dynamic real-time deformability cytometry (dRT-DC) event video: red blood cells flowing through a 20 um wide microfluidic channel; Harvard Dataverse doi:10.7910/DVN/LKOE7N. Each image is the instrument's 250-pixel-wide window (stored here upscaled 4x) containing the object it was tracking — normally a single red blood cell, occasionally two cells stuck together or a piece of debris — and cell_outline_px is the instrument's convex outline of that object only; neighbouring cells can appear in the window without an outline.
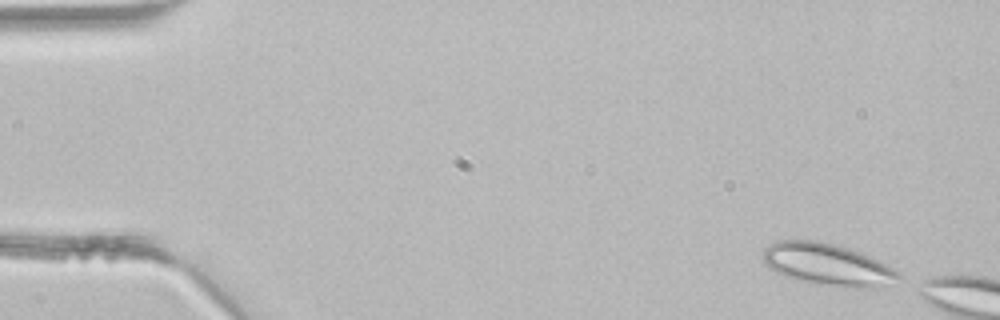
{"species": "common noctule bat (a hibernating species)", "species_latin": "Nyctalus noctula", "temperature_condition": "room temperature", "stored_images_in_passage": 2, "camera_frame_rate_fps": 3000, "um_per_image_px": 0.085, "animal": {"sex": "male", "body_mass_g": 21.5, "forearm_length_mm": 52.0}, "frame": {"image": 1, "passage_image": 1, "time_ms": 0.0, "image_size_px": [1000, 320], "cell_outline_px": [[900, 276], [884, 288], [844, 288], [820, 284], [800, 280], [784, 276], [768, 268], [764, 264], [764, 248], [768, 244], [776, 240], [820, 240], [840, 244], [860, 252], [892, 268]], "centroid_in_image_um": [70.3, 22.47], "position_along_channel_um": 14.7, "area_um2": 33.41}}